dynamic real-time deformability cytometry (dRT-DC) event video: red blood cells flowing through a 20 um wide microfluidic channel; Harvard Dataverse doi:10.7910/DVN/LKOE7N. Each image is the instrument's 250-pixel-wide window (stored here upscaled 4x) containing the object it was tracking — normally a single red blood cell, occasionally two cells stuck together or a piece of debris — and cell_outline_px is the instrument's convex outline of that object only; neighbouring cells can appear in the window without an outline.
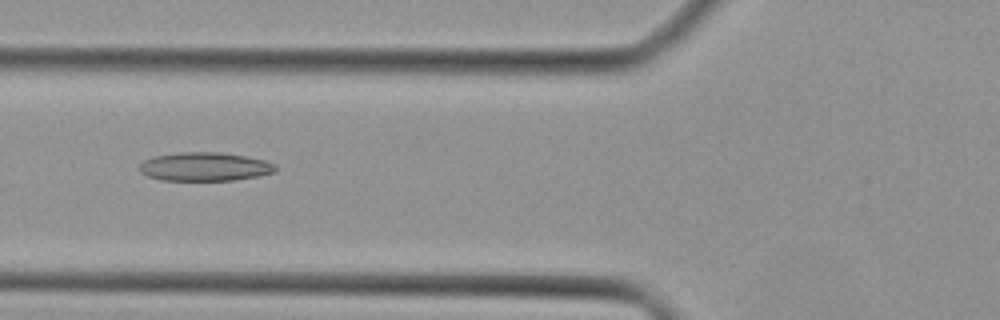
{"species": "Egyptian fruit bat (a non-hibernating species)", "species_latin": "Rousettus aegyptiacus", "temperature_condition": "cold", "stored_images_in_passage": 31, "camera_frame_rate_fps": 3000, "um_per_image_px": 0.085, "animal": {"sex": "female"}, "frame": {"image": 1, "passage_image": 4, "time_ms": 1.0, "image_size_px": [1000, 320], "cell_outline_px": [[276, 172], [260, 176], [232, 180], [160, 180], [148, 176], [140, 172], [140, 164], [144, 160], [152, 156], [180, 152], [220, 152], [244, 156], [264, 160], [276, 164]], "centroid_in_image_um": [17.41, 14.16], "position_along_channel_um": 108.4, "area_um2": 22.77}}
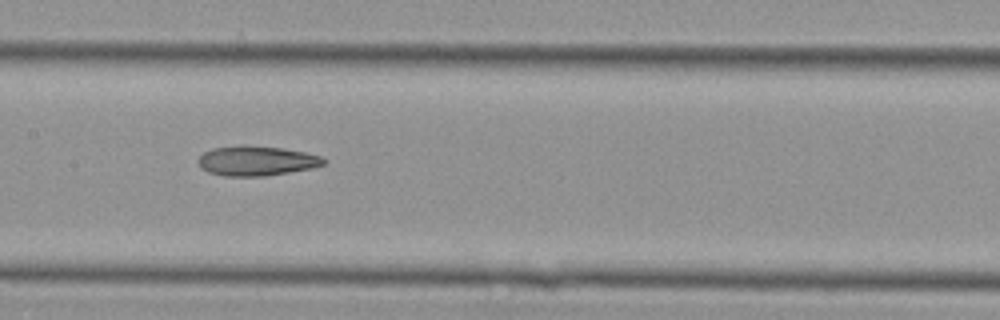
{"frame": {"image": 2, "passage_image": 9, "time_ms": 2.667, "image_size_px": [1000, 320], "cell_outline_px": [[328, 160], [324, 164], [312, 168], [264, 176], [224, 176], [208, 172], [200, 168], [196, 160], [204, 152], [212, 148], [240, 144], [284, 148], [304, 152], [320, 156]], "centroid_in_image_um": [21.76, 13.66], "position_along_channel_um": 185.6, "area_um2": 22.02}}
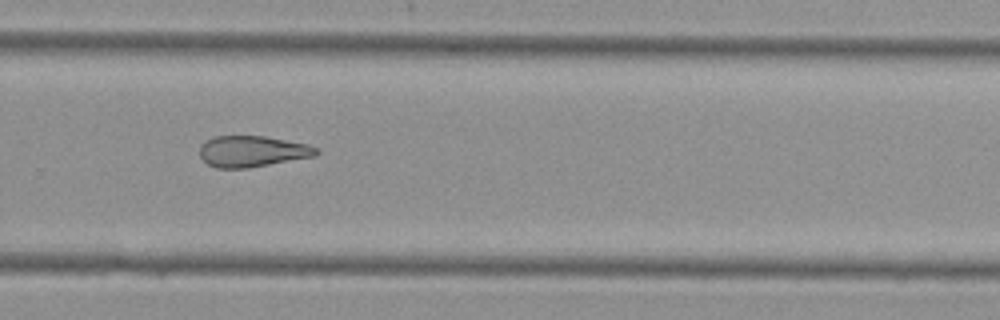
{"frame": {"image": 3, "passage_image": 17, "time_ms": 5.333, "image_size_px": [1000, 320], "cell_outline_px": [[320, 152], [316, 156], [248, 168], [216, 168], [208, 164], [200, 156], [200, 144], [204, 140], [212, 136], [264, 136], [308, 144], [320, 148]], "centroid_in_image_um": [21.45, 12.86], "position_along_channel_um": 308.3, "area_um2": 21.39}}